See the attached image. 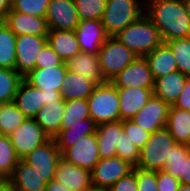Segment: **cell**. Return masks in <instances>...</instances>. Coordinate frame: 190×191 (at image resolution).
<instances>
[{
    "label": "cell",
    "mask_w": 190,
    "mask_h": 191,
    "mask_svg": "<svg viewBox=\"0 0 190 191\" xmlns=\"http://www.w3.org/2000/svg\"><path fill=\"white\" fill-rule=\"evenodd\" d=\"M145 14L157 27L163 43L190 37L184 0H145Z\"/></svg>",
    "instance_id": "obj_1"
},
{
    "label": "cell",
    "mask_w": 190,
    "mask_h": 191,
    "mask_svg": "<svg viewBox=\"0 0 190 191\" xmlns=\"http://www.w3.org/2000/svg\"><path fill=\"white\" fill-rule=\"evenodd\" d=\"M114 37L138 57H145L163 43L157 27L145 13Z\"/></svg>",
    "instance_id": "obj_2"
},
{
    "label": "cell",
    "mask_w": 190,
    "mask_h": 191,
    "mask_svg": "<svg viewBox=\"0 0 190 191\" xmlns=\"http://www.w3.org/2000/svg\"><path fill=\"white\" fill-rule=\"evenodd\" d=\"M87 104L90 118L97 125L120 121L118 88L110 81L96 84Z\"/></svg>",
    "instance_id": "obj_3"
},
{
    "label": "cell",
    "mask_w": 190,
    "mask_h": 191,
    "mask_svg": "<svg viewBox=\"0 0 190 191\" xmlns=\"http://www.w3.org/2000/svg\"><path fill=\"white\" fill-rule=\"evenodd\" d=\"M145 13V0H107L101 22L108 36H115Z\"/></svg>",
    "instance_id": "obj_4"
},
{
    "label": "cell",
    "mask_w": 190,
    "mask_h": 191,
    "mask_svg": "<svg viewBox=\"0 0 190 191\" xmlns=\"http://www.w3.org/2000/svg\"><path fill=\"white\" fill-rule=\"evenodd\" d=\"M176 144L169 130L164 127L150 134L148 141L140 149L137 167L143 170H163L172 146Z\"/></svg>",
    "instance_id": "obj_5"
},
{
    "label": "cell",
    "mask_w": 190,
    "mask_h": 191,
    "mask_svg": "<svg viewBox=\"0 0 190 191\" xmlns=\"http://www.w3.org/2000/svg\"><path fill=\"white\" fill-rule=\"evenodd\" d=\"M101 73L106 81H110L136 57L124 44L114 36H108L98 52Z\"/></svg>",
    "instance_id": "obj_6"
},
{
    "label": "cell",
    "mask_w": 190,
    "mask_h": 191,
    "mask_svg": "<svg viewBox=\"0 0 190 191\" xmlns=\"http://www.w3.org/2000/svg\"><path fill=\"white\" fill-rule=\"evenodd\" d=\"M9 138L20 159L50 139L34 118H26Z\"/></svg>",
    "instance_id": "obj_7"
},
{
    "label": "cell",
    "mask_w": 190,
    "mask_h": 191,
    "mask_svg": "<svg viewBox=\"0 0 190 191\" xmlns=\"http://www.w3.org/2000/svg\"><path fill=\"white\" fill-rule=\"evenodd\" d=\"M61 153L57 148L54 138H50L47 142L33 149L22 160L28 163L43 180L48 183L55 177V171Z\"/></svg>",
    "instance_id": "obj_8"
},
{
    "label": "cell",
    "mask_w": 190,
    "mask_h": 191,
    "mask_svg": "<svg viewBox=\"0 0 190 191\" xmlns=\"http://www.w3.org/2000/svg\"><path fill=\"white\" fill-rule=\"evenodd\" d=\"M46 44L47 36H16L15 70L22 77L35 69L37 55Z\"/></svg>",
    "instance_id": "obj_9"
},
{
    "label": "cell",
    "mask_w": 190,
    "mask_h": 191,
    "mask_svg": "<svg viewBox=\"0 0 190 191\" xmlns=\"http://www.w3.org/2000/svg\"><path fill=\"white\" fill-rule=\"evenodd\" d=\"M61 158L80 168L91 171L101 159L96 133L78 139L74 145L61 153Z\"/></svg>",
    "instance_id": "obj_10"
},
{
    "label": "cell",
    "mask_w": 190,
    "mask_h": 191,
    "mask_svg": "<svg viewBox=\"0 0 190 191\" xmlns=\"http://www.w3.org/2000/svg\"><path fill=\"white\" fill-rule=\"evenodd\" d=\"M110 82L116 88H154V79L145 57H136L130 65L114 76Z\"/></svg>",
    "instance_id": "obj_11"
},
{
    "label": "cell",
    "mask_w": 190,
    "mask_h": 191,
    "mask_svg": "<svg viewBox=\"0 0 190 191\" xmlns=\"http://www.w3.org/2000/svg\"><path fill=\"white\" fill-rule=\"evenodd\" d=\"M133 166L120 157L100 159L91 170L92 185L110 188L120 178L133 171Z\"/></svg>",
    "instance_id": "obj_12"
},
{
    "label": "cell",
    "mask_w": 190,
    "mask_h": 191,
    "mask_svg": "<svg viewBox=\"0 0 190 191\" xmlns=\"http://www.w3.org/2000/svg\"><path fill=\"white\" fill-rule=\"evenodd\" d=\"M45 18L49 30L74 31L80 22L74 0H50Z\"/></svg>",
    "instance_id": "obj_13"
},
{
    "label": "cell",
    "mask_w": 190,
    "mask_h": 191,
    "mask_svg": "<svg viewBox=\"0 0 190 191\" xmlns=\"http://www.w3.org/2000/svg\"><path fill=\"white\" fill-rule=\"evenodd\" d=\"M170 106L152 95L146 105L130 120L146 131L153 133L166 127Z\"/></svg>",
    "instance_id": "obj_14"
},
{
    "label": "cell",
    "mask_w": 190,
    "mask_h": 191,
    "mask_svg": "<svg viewBox=\"0 0 190 191\" xmlns=\"http://www.w3.org/2000/svg\"><path fill=\"white\" fill-rule=\"evenodd\" d=\"M3 22L16 36H47L49 33V26L45 17L10 10Z\"/></svg>",
    "instance_id": "obj_15"
},
{
    "label": "cell",
    "mask_w": 190,
    "mask_h": 191,
    "mask_svg": "<svg viewBox=\"0 0 190 191\" xmlns=\"http://www.w3.org/2000/svg\"><path fill=\"white\" fill-rule=\"evenodd\" d=\"M82 52L97 54L108 35L101 20H82L74 30Z\"/></svg>",
    "instance_id": "obj_16"
},
{
    "label": "cell",
    "mask_w": 190,
    "mask_h": 191,
    "mask_svg": "<svg viewBox=\"0 0 190 191\" xmlns=\"http://www.w3.org/2000/svg\"><path fill=\"white\" fill-rule=\"evenodd\" d=\"M67 72L65 62L58 66H49L45 68H35L29 72L23 79L35 88L53 92L62 91V83Z\"/></svg>",
    "instance_id": "obj_17"
},
{
    "label": "cell",
    "mask_w": 190,
    "mask_h": 191,
    "mask_svg": "<svg viewBox=\"0 0 190 191\" xmlns=\"http://www.w3.org/2000/svg\"><path fill=\"white\" fill-rule=\"evenodd\" d=\"M54 179L72 191H85L92 185L91 171L80 168L61 158Z\"/></svg>",
    "instance_id": "obj_18"
},
{
    "label": "cell",
    "mask_w": 190,
    "mask_h": 191,
    "mask_svg": "<svg viewBox=\"0 0 190 191\" xmlns=\"http://www.w3.org/2000/svg\"><path fill=\"white\" fill-rule=\"evenodd\" d=\"M120 120L132 119L153 95V88H118Z\"/></svg>",
    "instance_id": "obj_19"
},
{
    "label": "cell",
    "mask_w": 190,
    "mask_h": 191,
    "mask_svg": "<svg viewBox=\"0 0 190 191\" xmlns=\"http://www.w3.org/2000/svg\"><path fill=\"white\" fill-rule=\"evenodd\" d=\"M189 77L176 70L154 80L153 95L173 106Z\"/></svg>",
    "instance_id": "obj_20"
},
{
    "label": "cell",
    "mask_w": 190,
    "mask_h": 191,
    "mask_svg": "<svg viewBox=\"0 0 190 191\" xmlns=\"http://www.w3.org/2000/svg\"><path fill=\"white\" fill-rule=\"evenodd\" d=\"M43 101L44 90L33 87L23 79L13 102L27 118H34L37 112L44 107Z\"/></svg>",
    "instance_id": "obj_21"
},
{
    "label": "cell",
    "mask_w": 190,
    "mask_h": 191,
    "mask_svg": "<svg viewBox=\"0 0 190 191\" xmlns=\"http://www.w3.org/2000/svg\"><path fill=\"white\" fill-rule=\"evenodd\" d=\"M17 191H45L46 182L28 163L20 159L7 179Z\"/></svg>",
    "instance_id": "obj_22"
},
{
    "label": "cell",
    "mask_w": 190,
    "mask_h": 191,
    "mask_svg": "<svg viewBox=\"0 0 190 191\" xmlns=\"http://www.w3.org/2000/svg\"><path fill=\"white\" fill-rule=\"evenodd\" d=\"M66 66L68 70L91 80L95 85L106 82L101 73L97 54L81 51L68 60Z\"/></svg>",
    "instance_id": "obj_23"
},
{
    "label": "cell",
    "mask_w": 190,
    "mask_h": 191,
    "mask_svg": "<svg viewBox=\"0 0 190 191\" xmlns=\"http://www.w3.org/2000/svg\"><path fill=\"white\" fill-rule=\"evenodd\" d=\"M123 130V121L102 123L97 125L96 138L101 159L116 156V147L119 145Z\"/></svg>",
    "instance_id": "obj_24"
},
{
    "label": "cell",
    "mask_w": 190,
    "mask_h": 191,
    "mask_svg": "<svg viewBox=\"0 0 190 191\" xmlns=\"http://www.w3.org/2000/svg\"><path fill=\"white\" fill-rule=\"evenodd\" d=\"M97 124L89 117L76 124H61L59 133L54 137L60 153L89 134L96 133Z\"/></svg>",
    "instance_id": "obj_25"
},
{
    "label": "cell",
    "mask_w": 190,
    "mask_h": 191,
    "mask_svg": "<svg viewBox=\"0 0 190 191\" xmlns=\"http://www.w3.org/2000/svg\"><path fill=\"white\" fill-rule=\"evenodd\" d=\"M64 110L65 100L61 97L57 101L45 104L37 112L34 120L50 138H54L60 131Z\"/></svg>",
    "instance_id": "obj_26"
},
{
    "label": "cell",
    "mask_w": 190,
    "mask_h": 191,
    "mask_svg": "<svg viewBox=\"0 0 190 191\" xmlns=\"http://www.w3.org/2000/svg\"><path fill=\"white\" fill-rule=\"evenodd\" d=\"M47 43L65 63L81 52L74 31L49 30Z\"/></svg>",
    "instance_id": "obj_27"
},
{
    "label": "cell",
    "mask_w": 190,
    "mask_h": 191,
    "mask_svg": "<svg viewBox=\"0 0 190 191\" xmlns=\"http://www.w3.org/2000/svg\"><path fill=\"white\" fill-rule=\"evenodd\" d=\"M154 80L178 70L172 50L166 43L157 46L145 56Z\"/></svg>",
    "instance_id": "obj_28"
},
{
    "label": "cell",
    "mask_w": 190,
    "mask_h": 191,
    "mask_svg": "<svg viewBox=\"0 0 190 191\" xmlns=\"http://www.w3.org/2000/svg\"><path fill=\"white\" fill-rule=\"evenodd\" d=\"M166 128L176 143L190 146V111L170 106Z\"/></svg>",
    "instance_id": "obj_29"
},
{
    "label": "cell",
    "mask_w": 190,
    "mask_h": 191,
    "mask_svg": "<svg viewBox=\"0 0 190 191\" xmlns=\"http://www.w3.org/2000/svg\"><path fill=\"white\" fill-rule=\"evenodd\" d=\"M95 86L91 80L67 69L62 83V98L65 101L87 99Z\"/></svg>",
    "instance_id": "obj_30"
},
{
    "label": "cell",
    "mask_w": 190,
    "mask_h": 191,
    "mask_svg": "<svg viewBox=\"0 0 190 191\" xmlns=\"http://www.w3.org/2000/svg\"><path fill=\"white\" fill-rule=\"evenodd\" d=\"M16 35L5 25L0 24V68L15 70Z\"/></svg>",
    "instance_id": "obj_31"
},
{
    "label": "cell",
    "mask_w": 190,
    "mask_h": 191,
    "mask_svg": "<svg viewBox=\"0 0 190 191\" xmlns=\"http://www.w3.org/2000/svg\"><path fill=\"white\" fill-rule=\"evenodd\" d=\"M26 118L14 102L0 104V135L9 136Z\"/></svg>",
    "instance_id": "obj_32"
},
{
    "label": "cell",
    "mask_w": 190,
    "mask_h": 191,
    "mask_svg": "<svg viewBox=\"0 0 190 191\" xmlns=\"http://www.w3.org/2000/svg\"><path fill=\"white\" fill-rule=\"evenodd\" d=\"M23 77L16 71L0 68V104L13 102Z\"/></svg>",
    "instance_id": "obj_33"
},
{
    "label": "cell",
    "mask_w": 190,
    "mask_h": 191,
    "mask_svg": "<svg viewBox=\"0 0 190 191\" xmlns=\"http://www.w3.org/2000/svg\"><path fill=\"white\" fill-rule=\"evenodd\" d=\"M173 52L178 71L190 77V37L165 42Z\"/></svg>",
    "instance_id": "obj_34"
},
{
    "label": "cell",
    "mask_w": 190,
    "mask_h": 191,
    "mask_svg": "<svg viewBox=\"0 0 190 191\" xmlns=\"http://www.w3.org/2000/svg\"><path fill=\"white\" fill-rule=\"evenodd\" d=\"M19 160L9 136L0 135V175L8 179Z\"/></svg>",
    "instance_id": "obj_35"
},
{
    "label": "cell",
    "mask_w": 190,
    "mask_h": 191,
    "mask_svg": "<svg viewBox=\"0 0 190 191\" xmlns=\"http://www.w3.org/2000/svg\"><path fill=\"white\" fill-rule=\"evenodd\" d=\"M89 117L87 99H72L65 101V110L61 124H76Z\"/></svg>",
    "instance_id": "obj_36"
},
{
    "label": "cell",
    "mask_w": 190,
    "mask_h": 191,
    "mask_svg": "<svg viewBox=\"0 0 190 191\" xmlns=\"http://www.w3.org/2000/svg\"><path fill=\"white\" fill-rule=\"evenodd\" d=\"M107 0H74L79 20H101Z\"/></svg>",
    "instance_id": "obj_37"
},
{
    "label": "cell",
    "mask_w": 190,
    "mask_h": 191,
    "mask_svg": "<svg viewBox=\"0 0 190 191\" xmlns=\"http://www.w3.org/2000/svg\"><path fill=\"white\" fill-rule=\"evenodd\" d=\"M190 152V146L184 144H174L171 148L169 157L165 158L163 170L173 177L180 180L181 166L183 157H187Z\"/></svg>",
    "instance_id": "obj_38"
},
{
    "label": "cell",
    "mask_w": 190,
    "mask_h": 191,
    "mask_svg": "<svg viewBox=\"0 0 190 191\" xmlns=\"http://www.w3.org/2000/svg\"><path fill=\"white\" fill-rule=\"evenodd\" d=\"M116 156L120 157L133 167H137L140 149L128 138L127 133L124 130H122L120 135L119 145L116 147Z\"/></svg>",
    "instance_id": "obj_39"
},
{
    "label": "cell",
    "mask_w": 190,
    "mask_h": 191,
    "mask_svg": "<svg viewBox=\"0 0 190 191\" xmlns=\"http://www.w3.org/2000/svg\"><path fill=\"white\" fill-rule=\"evenodd\" d=\"M50 0H11V10L37 17H45Z\"/></svg>",
    "instance_id": "obj_40"
},
{
    "label": "cell",
    "mask_w": 190,
    "mask_h": 191,
    "mask_svg": "<svg viewBox=\"0 0 190 191\" xmlns=\"http://www.w3.org/2000/svg\"><path fill=\"white\" fill-rule=\"evenodd\" d=\"M123 130L127 133L128 138L141 149L150 137V132L135 124L132 120H123Z\"/></svg>",
    "instance_id": "obj_41"
},
{
    "label": "cell",
    "mask_w": 190,
    "mask_h": 191,
    "mask_svg": "<svg viewBox=\"0 0 190 191\" xmlns=\"http://www.w3.org/2000/svg\"><path fill=\"white\" fill-rule=\"evenodd\" d=\"M136 174L138 191H158L157 189V171L143 170L134 167Z\"/></svg>",
    "instance_id": "obj_42"
},
{
    "label": "cell",
    "mask_w": 190,
    "mask_h": 191,
    "mask_svg": "<svg viewBox=\"0 0 190 191\" xmlns=\"http://www.w3.org/2000/svg\"><path fill=\"white\" fill-rule=\"evenodd\" d=\"M63 61L54 52V50L47 43L39 52L36 58L35 68H45L49 66H58Z\"/></svg>",
    "instance_id": "obj_43"
},
{
    "label": "cell",
    "mask_w": 190,
    "mask_h": 191,
    "mask_svg": "<svg viewBox=\"0 0 190 191\" xmlns=\"http://www.w3.org/2000/svg\"><path fill=\"white\" fill-rule=\"evenodd\" d=\"M181 182L165 170L157 171V189L158 191H177Z\"/></svg>",
    "instance_id": "obj_44"
},
{
    "label": "cell",
    "mask_w": 190,
    "mask_h": 191,
    "mask_svg": "<svg viewBox=\"0 0 190 191\" xmlns=\"http://www.w3.org/2000/svg\"><path fill=\"white\" fill-rule=\"evenodd\" d=\"M109 191H138L135 172L132 171L126 176L120 178L109 188Z\"/></svg>",
    "instance_id": "obj_45"
},
{
    "label": "cell",
    "mask_w": 190,
    "mask_h": 191,
    "mask_svg": "<svg viewBox=\"0 0 190 191\" xmlns=\"http://www.w3.org/2000/svg\"><path fill=\"white\" fill-rule=\"evenodd\" d=\"M173 106L190 111V77L186 80L183 90Z\"/></svg>",
    "instance_id": "obj_46"
},
{
    "label": "cell",
    "mask_w": 190,
    "mask_h": 191,
    "mask_svg": "<svg viewBox=\"0 0 190 191\" xmlns=\"http://www.w3.org/2000/svg\"><path fill=\"white\" fill-rule=\"evenodd\" d=\"M179 181L190 185V152L187 157H183Z\"/></svg>",
    "instance_id": "obj_47"
},
{
    "label": "cell",
    "mask_w": 190,
    "mask_h": 191,
    "mask_svg": "<svg viewBox=\"0 0 190 191\" xmlns=\"http://www.w3.org/2000/svg\"><path fill=\"white\" fill-rule=\"evenodd\" d=\"M45 191H72V190L61 185L58 181L53 179L48 183H46Z\"/></svg>",
    "instance_id": "obj_48"
},
{
    "label": "cell",
    "mask_w": 190,
    "mask_h": 191,
    "mask_svg": "<svg viewBox=\"0 0 190 191\" xmlns=\"http://www.w3.org/2000/svg\"><path fill=\"white\" fill-rule=\"evenodd\" d=\"M62 97L60 91L53 90V92L44 91V105L47 103H51L53 101H57Z\"/></svg>",
    "instance_id": "obj_49"
},
{
    "label": "cell",
    "mask_w": 190,
    "mask_h": 191,
    "mask_svg": "<svg viewBox=\"0 0 190 191\" xmlns=\"http://www.w3.org/2000/svg\"><path fill=\"white\" fill-rule=\"evenodd\" d=\"M11 10V0H0V18L5 19L7 13Z\"/></svg>",
    "instance_id": "obj_50"
},
{
    "label": "cell",
    "mask_w": 190,
    "mask_h": 191,
    "mask_svg": "<svg viewBox=\"0 0 190 191\" xmlns=\"http://www.w3.org/2000/svg\"><path fill=\"white\" fill-rule=\"evenodd\" d=\"M0 191H17L16 188L6 179L0 184Z\"/></svg>",
    "instance_id": "obj_51"
},
{
    "label": "cell",
    "mask_w": 190,
    "mask_h": 191,
    "mask_svg": "<svg viewBox=\"0 0 190 191\" xmlns=\"http://www.w3.org/2000/svg\"><path fill=\"white\" fill-rule=\"evenodd\" d=\"M85 191H109V188H105V187H97L94 185H91L88 189H86Z\"/></svg>",
    "instance_id": "obj_52"
},
{
    "label": "cell",
    "mask_w": 190,
    "mask_h": 191,
    "mask_svg": "<svg viewBox=\"0 0 190 191\" xmlns=\"http://www.w3.org/2000/svg\"><path fill=\"white\" fill-rule=\"evenodd\" d=\"M177 191H190V185L182 184L179 186V189Z\"/></svg>",
    "instance_id": "obj_53"
},
{
    "label": "cell",
    "mask_w": 190,
    "mask_h": 191,
    "mask_svg": "<svg viewBox=\"0 0 190 191\" xmlns=\"http://www.w3.org/2000/svg\"><path fill=\"white\" fill-rule=\"evenodd\" d=\"M184 5H185V8H186V12L190 18V0H184Z\"/></svg>",
    "instance_id": "obj_54"
},
{
    "label": "cell",
    "mask_w": 190,
    "mask_h": 191,
    "mask_svg": "<svg viewBox=\"0 0 190 191\" xmlns=\"http://www.w3.org/2000/svg\"><path fill=\"white\" fill-rule=\"evenodd\" d=\"M4 180H6L2 175H0V184L4 181Z\"/></svg>",
    "instance_id": "obj_55"
}]
</instances>
